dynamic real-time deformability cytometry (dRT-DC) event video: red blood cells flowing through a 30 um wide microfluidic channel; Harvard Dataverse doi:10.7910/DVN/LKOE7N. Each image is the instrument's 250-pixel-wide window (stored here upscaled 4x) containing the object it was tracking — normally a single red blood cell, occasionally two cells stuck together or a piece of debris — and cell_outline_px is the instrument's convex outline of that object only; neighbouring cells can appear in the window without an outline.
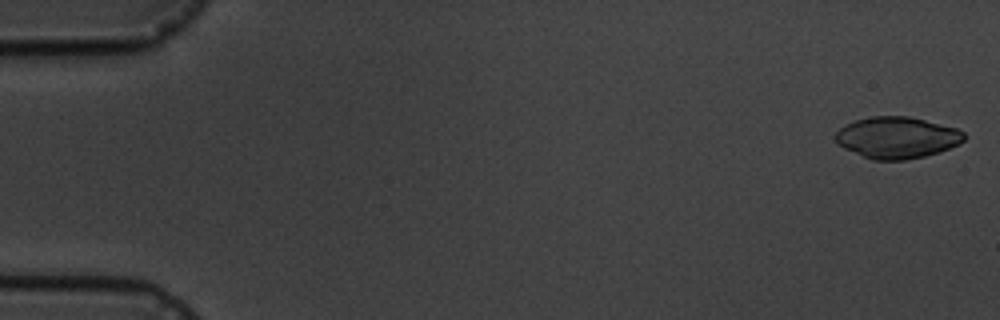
{"species": "common noctule bat (a hibernating species)", "species_latin": "Nyctalus noctula", "temperature_condition": "cold", "stored_images_in_passage": 5, "camera_frame_rate_fps": 3000, "um_per_image_px": 0.085, "animal": {"sex": "male", "body_mass_g": 19.5, "forearm_length_mm": 54.6}, "frame": {"image": 1, "passage_image": 1, "time_ms": 0.0, "image_size_px": [1000, 320], "cell_outline_px": [[964, 140], [960, 144], [924, 156], [904, 160], [872, 160], [844, 148], [836, 144], [836, 132], [844, 124], [856, 120], [872, 116], [908, 116], [956, 128], [964, 132]], "centroid_in_image_um": [76.21, 11.69], "position_along_channel_um": 8.8, "area_um2": 30.92}}